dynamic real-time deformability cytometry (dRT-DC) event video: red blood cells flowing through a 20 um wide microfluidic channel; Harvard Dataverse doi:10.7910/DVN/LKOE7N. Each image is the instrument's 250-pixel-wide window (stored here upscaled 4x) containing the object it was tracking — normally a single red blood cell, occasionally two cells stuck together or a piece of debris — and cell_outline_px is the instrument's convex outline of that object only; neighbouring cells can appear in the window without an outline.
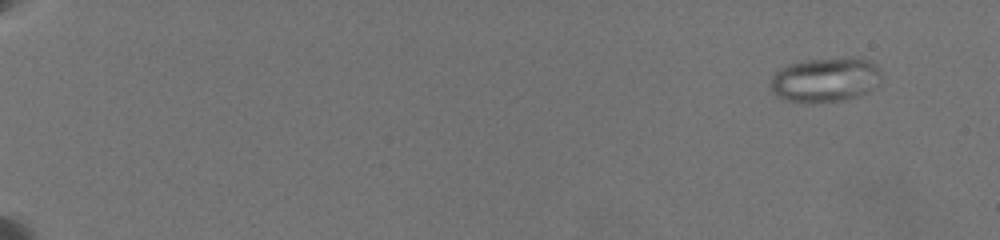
{"species": "common noctule bat (a hibernating species)", "species_latin": "Nyctalus noctula", "temperature_condition": "warm", "stored_images_in_passage": 78, "camera_frame_rate_fps": 3000, "um_per_image_px": 0.085, "animal": {"sex": "female", "body_mass_g": 19.5, "forearm_length_mm": 54.1}, "frame": {"image": 1, "passage_image": 2, "time_ms": 0.333, "image_size_px": [1000, 240], "cell_outline_px": [[880, 72], [876, 88], [868, 92], [844, 100], [812, 104], [784, 100], [776, 96], [772, 92], [772, 76], [776, 72], [788, 64], [808, 60], [868, 60]], "centroid_in_image_um": [70.08, 6.85], "position_along_channel_um": 14.9, "area_um2": 28.03}}
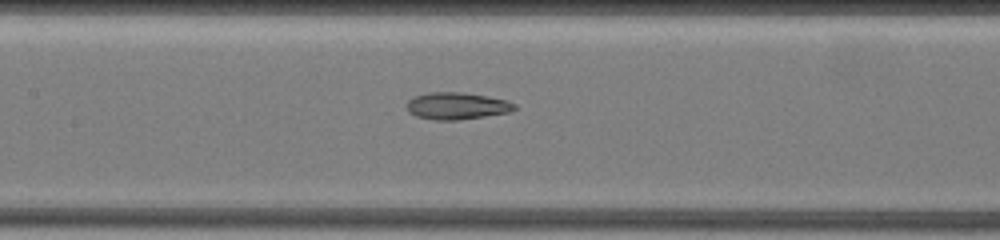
{"frame": {"image": 2, "passage_image": 43, "time_ms": 10.333, "image_size_px": [1000, 240], "cell_outline_px": [[516, 108], [508, 112], [484, 116], [456, 120], [436, 120], [416, 116], [408, 112], [408, 100], [416, 96], [428, 92], [460, 92], [508, 100], [516, 104]], "centroid_in_image_um": [38.82, 9.0], "position_along_channel_um": 168.6, "area_um2": 16.7}}
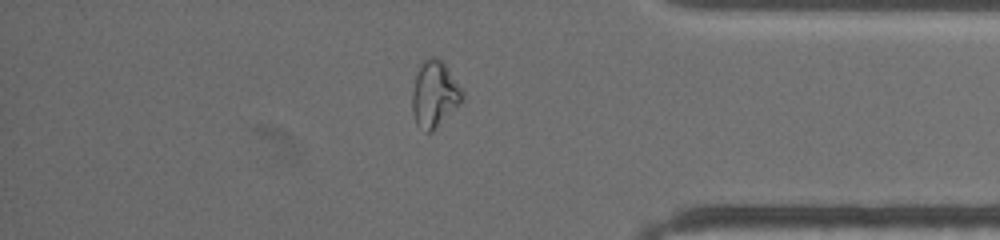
{"frame": {"image": 3, "passage_image": 67, "time_ms": 17.333, "image_size_px": [1000, 240], "cell_outline_px": [[464, 96], [432, 132], [424, 132], [416, 124], [412, 112], [412, 92], [416, 76], [420, 64], [424, 60], [432, 56], [436, 56], [444, 64], [464, 92]], "centroid_in_image_um": [36.89, 8.0], "position_along_channel_um": 398.3, "area_um2": 18.84}, "authors_computed_cell_mechanics": {"area_um2": 21.6172, "velocity_mm_per_s": 3.4777, "shape_relaxation_time_tau1_ms": null, "shape_relaxation_time_tau2_ms": 2.3774, "deformation_change_tau1": null, "deformation_change_tau2": 0.0767}}